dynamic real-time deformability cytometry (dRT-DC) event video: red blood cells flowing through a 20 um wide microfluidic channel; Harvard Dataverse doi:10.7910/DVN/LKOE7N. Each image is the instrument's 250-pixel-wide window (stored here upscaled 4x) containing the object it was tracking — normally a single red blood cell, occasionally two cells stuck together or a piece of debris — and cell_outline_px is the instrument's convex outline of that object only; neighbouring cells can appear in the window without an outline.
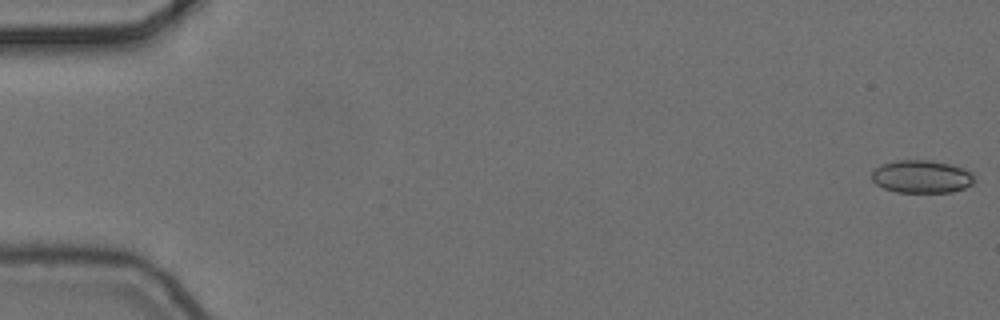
{"species": "common noctule bat (a hibernating species)", "species_latin": "Nyctalus noctula", "temperature_condition": "cold", "stored_images_in_passage": 10, "camera_frame_rate_fps": 3000, "um_per_image_px": 0.085, "animal": {"sex": "female", "body_mass_g": 24.6, "forearm_length_mm": 56.2}, "frame": {"image": 1, "passage_image": 1, "time_ms": 0.0, "image_size_px": [1000, 320], "cell_outline_px": [[972, 184], [964, 188], [952, 192], [896, 192], [884, 188], [876, 184], [872, 180], [872, 172], [880, 164], [896, 160], [928, 160], [952, 164], [968, 172], [972, 176]], "centroid_in_image_um": [78.28, 15.01], "position_along_channel_um": 6.7, "area_um2": 19.42}}
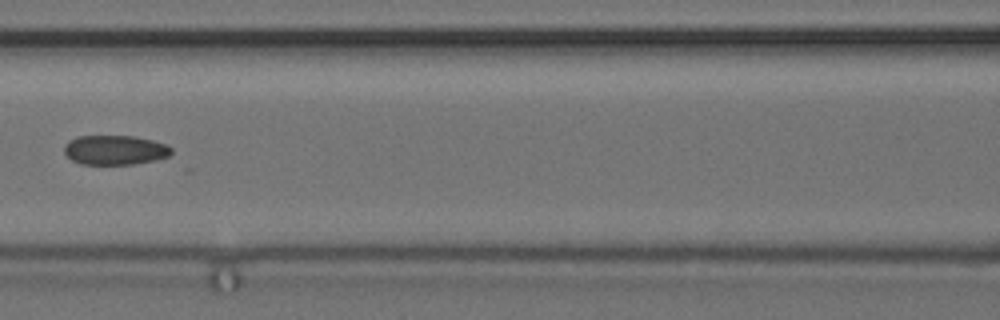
{"frame": {"image": 2, "passage_image": 7, "time_ms": 2.0, "image_size_px": [1000, 320], "cell_outline_px": [[172, 152], [168, 156], [156, 160], [132, 164], [80, 164], [72, 160], [64, 152], [64, 144], [68, 140], [76, 136], [132, 136], [152, 140], [168, 144], [172, 148]], "centroid_in_image_um": [9.76, 12.74], "position_along_channel_um": 156.8, "area_um2": 18.55}}
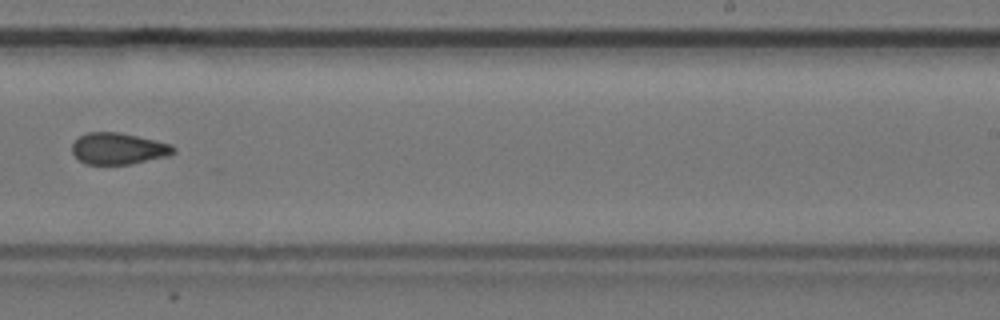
{"frame": {"image": 3, "passage_image": 10, "time_ms": 3.0, "image_size_px": [1000, 320], "cell_outline_px": [[176, 152], [172, 156], [132, 164], [84, 164], [72, 152], [72, 144], [80, 136], [88, 132], [120, 132], [172, 144], [176, 148]], "centroid_in_image_um": [10.13, 12.64], "position_along_channel_um": 278.9, "area_um2": 18.84}}